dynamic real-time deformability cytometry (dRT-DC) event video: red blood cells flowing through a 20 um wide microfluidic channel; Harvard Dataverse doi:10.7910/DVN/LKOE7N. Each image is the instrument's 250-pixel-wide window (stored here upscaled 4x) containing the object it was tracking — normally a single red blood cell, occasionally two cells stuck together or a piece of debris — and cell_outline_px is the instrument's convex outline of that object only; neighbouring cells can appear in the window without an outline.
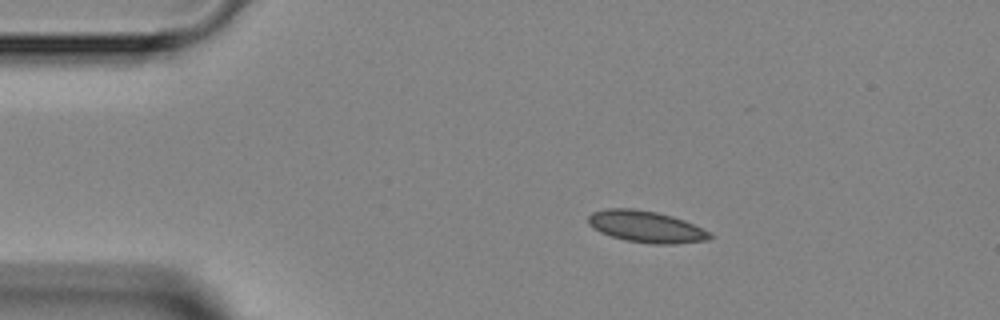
{"species": "Egyptian fruit bat (a non-hibernating species)", "species_latin": "Rousettus aegyptiacus", "temperature_condition": "room temperature", "stored_images_in_passage": 5, "camera_frame_rate_fps": 3000, "um_per_image_px": 0.085, "animal": {"sex": "female"}, "frame": {"image": 1, "passage_image": 2, "time_ms": 1.333, "image_size_px": [1000, 320], "cell_outline_px": [[712, 236], [708, 240], [676, 244], [652, 244], [624, 240], [600, 232], [588, 224], [588, 216], [592, 212], [604, 208], [632, 208], [656, 212], [672, 216], [684, 220], [708, 232]], "centroid_in_image_um": [54.87, 19.26], "position_along_channel_um": 30.1, "area_um2": 22.31}}
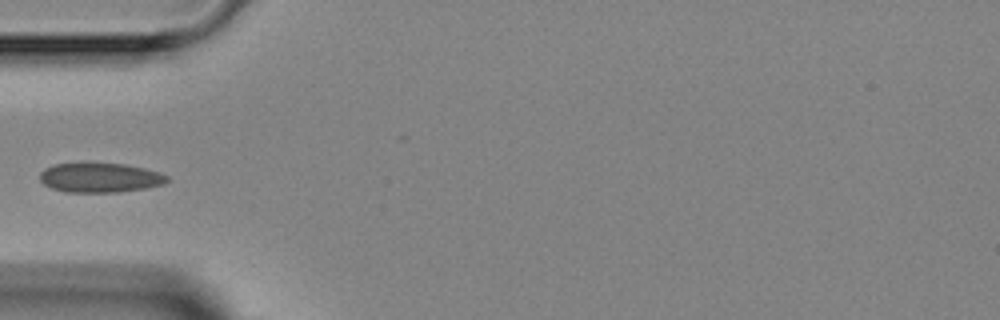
{"frame": {"image": 2, "passage_image": 4, "time_ms": 3.667, "image_size_px": [1000, 320], "cell_outline_px": [[168, 180], [164, 184], [144, 188], [120, 192], [68, 192], [52, 188], [44, 184], [40, 180], [40, 172], [44, 168], [56, 164], [124, 164], [144, 168], [160, 172], [168, 176]], "centroid_in_image_um": [8.51, 15.11], "position_along_channel_um": 76.5, "area_um2": 21.62}}
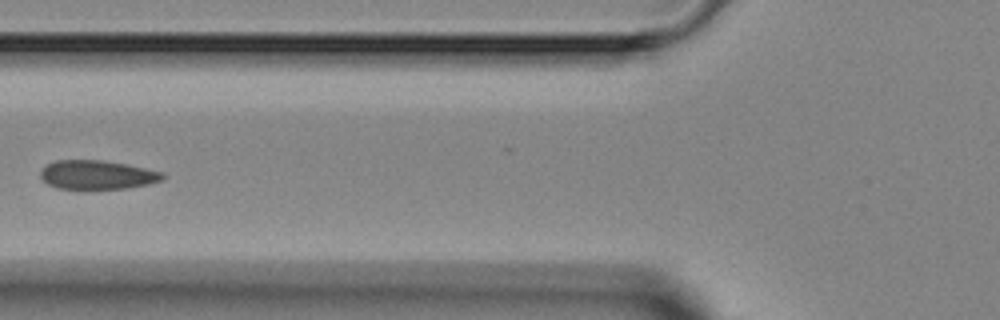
{"frame": {"image": 3, "passage_image": 5, "time_ms": 4.667, "image_size_px": [1000, 320], "cell_outline_px": [[164, 180], [148, 184], [128, 188], [56, 188], [48, 184], [40, 176], [40, 172], [48, 164], [56, 160], [104, 160], [164, 172]], "centroid_in_image_um": [8.28, 14.85], "position_along_channel_um": 117.5, "area_um2": 20.35}}